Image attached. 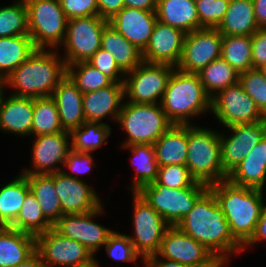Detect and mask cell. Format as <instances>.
<instances>
[{
	"mask_svg": "<svg viewBox=\"0 0 266 267\" xmlns=\"http://www.w3.org/2000/svg\"><path fill=\"white\" fill-rule=\"evenodd\" d=\"M52 97L56 102L64 131L71 132L86 121L83 112V93L68 76L54 89Z\"/></svg>",
	"mask_w": 266,
	"mask_h": 267,
	"instance_id": "24",
	"label": "cell"
},
{
	"mask_svg": "<svg viewBox=\"0 0 266 267\" xmlns=\"http://www.w3.org/2000/svg\"><path fill=\"white\" fill-rule=\"evenodd\" d=\"M31 160L32 166L20 172L29 174H52L60 172L71 149L70 132L62 131L55 134L33 136Z\"/></svg>",
	"mask_w": 266,
	"mask_h": 267,
	"instance_id": "17",
	"label": "cell"
},
{
	"mask_svg": "<svg viewBox=\"0 0 266 267\" xmlns=\"http://www.w3.org/2000/svg\"><path fill=\"white\" fill-rule=\"evenodd\" d=\"M124 95V83L111 85L83 94V112L86 121L102 122L106 117L117 122Z\"/></svg>",
	"mask_w": 266,
	"mask_h": 267,
	"instance_id": "22",
	"label": "cell"
},
{
	"mask_svg": "<svg viewBox=\"0 0 266 267\" xmlns=\"http://www.w3.org/2000/svg\"><path fill=\"white\" fill-rule=\"evenodd\" d=\"M94 157L91 155V153H86V152H75L71 150L64 162L65 168L68 170L66 171L65 169L62 170V172L69 177H73L75 179H82L80 174L85 175L89 174L90 172L92 173V168H95L96 165L94 164ZM70 171V172H69ZM71 172L75 173L76 175L71 174ZM78 175V176H77Z\"/></svg>",
	"mask_w": 266,
	"mask_h": 267,
	"instance_id": "47",
	"label": "cell"
},
{
	"mask_svg": "<svg viewBox=\"0 0 266 267\" xmlns=\"http://www.w3.org/2000/svg\"><path fill=\"white\" fill-rule=\"evenodd\" d=\"M54 187L63 214L88 213L103 205L95 189L84 178L75 179L66 176L62 171L56 172Z\"/></svg>",
	"mask_w": 266,
	"mask_h": 267,
	"instance_id": "19",
	"label": "cell"
},
{
	"mask_svg": "<svg viewBox=\"0 0 266 267\" xmlns=\"http://www.w3.org/2000/svg\"><path fill=\"white\" fill-rule=\"evenodd\" d=\"M116 124L128 136L121 146L153 145L172 126L160 104H135L125 100Z\"/></svg>",
	"mask_w": 266,
	"mask_h": 267,
	"instance_id": "6",
	"label": "cell"
},
{
	"mask_svg": "<svg viewBox=\"0 0 266 267\" xmlns=\"http://www.w3.org/2000/svg\"><path fill=\"white\" fill-rule=\"evenodd\" d=\"M5 94L4 90L0 96V130L31 137L33 98Z\"/></svg>",
	"mask_w": 266,
	"mask_h": 267,
	"instance_id": "23",
	"label": "cell"
},
{
	"mask_svg": "<svg viewBox=\"0 0 266 267\" xmlns=\"http://www.w3.org/2000/svg\"><path fill=\"white\" fill-rule=\"evenodd\" d=\"M67 76L84 94L107 87L113 81L88 61L67 65Z\"/></svg>",
	"mask_w": 266,
	"mask_h": 267,
	"instance_id": "40",
	"label": "cell"
},
{
	"mask_svg": "<svg viewBox=\"0 0 266 267\" xmlns=\"http://www.w3.org/2000/svg\"><path fill=\"white\" fill-rule=\"evenodd\" d=\"M29 192L27 177L20 172L0 187V227H10L14 223Z\"/></svg>",
	"mask_w": 266,
	"mask_h": 267,
	"instance_id": "31",
	"label": "cell"
},
{
	"mask_svg": "<svg viewBox=\"0 0 266 267\" xmlns=\"http://www.w3.org/2000/svg\"><path fill=\"white\" fill-rule=\"evenodd\" d=\"M88 62L109 77L114 83H124L125 73L118 67L113 55L108 51L102 48L98 49Z\"/></svg>",
	"mask_w": 266,
	"mask_h": 267,
	"instance_id": "46",
	"label": "cell"
},
{
	"mask_svg": "<svg viewBox=\"0 0 266 267\" xmlns=\"http://www.w3.org/2000/svg\"><path fill=\"white\" fill-rule=\"evenodd\" d=\"M104 208L102 205L88 213L63 214L52 228L60 235L81 243L95 256L115 231L94 220L102 216Z\"/></svg>",
	"mask_w": 266,
	"mask_h": 267,
	"instance_id": "14",
	"label": "cell"
},
{
	"mask_svg": "<svg viewBox=\"0 0 266 267\" xmlns=\"http://www.w3.org/2000/svg\"><path fill=\"white\" fill-rule=\"evenodd\" d=\"M87 267H100V263L98 262V260L96 259V263Z\"/></svg>",
	"mask_w": 266,
	"mask_h": 267,
	"instance_id": "59",
	"label": "cell"
},
{
	"mask_svg": "<svg viewBox=\"0 0 266 267\" xmlns=\"http://www.w3.org/2000/svg\"><path fill=\"white\" fill-rule=\"evenodd\" d=\"M251 36H223L221 58L239 73L253 69Z\"/></svg>",
	"mask_w": 266,
	"mask_h": 267,
	"instance_id": "39",
	"label": "cell"
},
{
	"mask_svg": "<svg viewBox=\"0 0 266 267\" xmlns=\"http://www.w3.org/2000/svg\"><path fill=\"white\" fill-rule=\"evenodd\" d=\"M60 2L68 20L98 16V0H60Z\"/></svg>",
	"mask_w": 266,
	"mask_h": 267,
	"instance_id": "48",
	"label": "cell"
},
{
	"mask_svg": "<svg viewBox=\"0 0 266 267\" xmlns=\"http://www.w3.org/2000/svg\"><path fill=\"white\" fill-rule=\"evenodd\" d=\"M177 227L203 244L219 261H230L231 255L243 252V247L233 238L228 221L210 189L196 201Z\"/></svg>",
	"mask_w": 266,
	"mask_h": 267,
	"instance_id": "1",
	"label": "cell"
},
{
	"mask_svg": "<svg viewBox=\"0 0 266 267\" xmlns=\"http://www.w3.org/2000/svg\"><path fill=\"white\" fill-rule=\"evenodd\" d=\"M103 248L108 257L116 262H134L136 265L138 258L142 260V257L135 251L129 236L117 230L109 236Z\"/></svg>",
	"mask_w": 266,
	"mask_h": 267,
	"instance_id": "43",
	"label": "cell"
},
{
	"mask_svg": "<svg viewBox=\"0 0 266 267\" xmlns=\"http://www.w3.org/2000/svg\"><path fill=\"white\" fill-rule=\"evenodd\" d=\"M108 23L100 16L68 20L66 37L61 45L66 66L88 61L101 48L102 31Z\"/></svg>",
	"mask_w": 266,
	"mask_h": 267,
	"instance_id": "11",
	"label": "cell"
},
{
	"mask_svg": "<svg viewBox=\"0 0 266 267\" xmlns=\"http://www.w3.org/2000/svg\"><path fill=\"white\" fill-rule=\"evenodd\" d=\"M112 131L108 123L85 121L70 132L71 149L75 152H94L108 142Z\"/></svg>",
	"mask_w": 266,
	"mask_h": 267,
	"instance_id": "35",
	"label": "cell"
},
{
	"mask_svg": "<svg viewBox=\"0 0 266 267\" xmlns=\"http://www.w3.org/2000/svg\"><path fill=\"white\" fill-rule=\"evenodd\" d=\"M239 83L266 117V80L262 71L253 68L239 73Z\"/></svg>",
	"mask_w": 266,
	"mask_h": 267,
	"instance_id": "42",
	"label": "cell"
},
{
	"mask_svg": "<svg viewBox=\"0 0 266 267\" xmlns=\"http://www.w3.org/2000/svg\"><path fill=\"white\" fill-rule=\"evenodd\" d=\"M101 48L113 55L116 64L125 74L143 62L142 51L109 23L102 31Z\"/></svg>",
	"mask_w": 266,
	"mask_h": 267,
	"instance_id": "30",
	"label": "cell"
},
{
	"mask_svg": "<svg viewBox=\"0 0 266 267\" xmlns=\"http://www.w3.org/2000/svg\"><path fill=\"white\" fill-rule=\"evenodd\" d=\"M230 135L220 133L221 163L228 175L266 134V119L251 124L226 127Z\"/></svg>",
	"mask_w": 266,
	"mask_h": 267,
	"instance_id": "18",
	"label": "cell"
},
{
	"mask_svg": "<svg viewBox=\"0 0 266 267\" xmlns=\"http://www.w3.org/2000/svg\"><path fill=\"white\" fill-rule=\"evenodd\" d=\"M223 127L251 124L266 119L238 82L211 98V111Z\"/></svg>",
	"mask_w": 266,
	"mask_h": 267,
	"instance_id": "13",
	"label": "cell"
},
{
	"mask_svg": "<svg viewBox=\"0 0 266 267\" xmlns=\"http://www.w3.org/2000/svg\"><path fill=\"white\" fill-rule=\"evenodd\" d=\"M186 166L191 176L206 185L227 180L221 163L220 132L211 128L188 125Z\"/></svg>",
	"mask_w": 266,
	"mask_h": 267,
	"instance_id": "5",
	"label": "cell"
},
{
	"mask_svg": "<svg viewBox=\"0 0 266 267\" xmlns=\"http://www.w3.org/2000/svg\"><path fill=\"white\" fill-rule=\"evenodd\" d=\"M157 255L162 259L197 267H213L219 260L201 243L177 226L165 231Z\"/></svg>",
	"mask_w": 266,
	"mask_h": 267,
	"instance_id": "16",
	"label": "cell"
},
{
	"mask_svg": "<svg viewBox=\"0 0 266 267\" xmlns=\"http://www.w3.org/2000/svg\"><path fill=\"white\" fill-rule=\"evenodd\" d=\"M28 10V29L36 49H60L68 19L60 0H24Z\"/></svg>",
	"mask_w": 266,
	"mask_h": 267,
	"instance_id": "7",
	"label": "cell"
},
{
	"mask_svg": "<svg viewBox=\"0 0 266 267\" xmlns=\"http://www.w3.org/2000/svg\"><path fill=\"white\" fill-rule=\"evenodd\" d=\"M64 131L58 108L52 96L33 98L31 136L55 134Z\"/></svg>",
	"mask_w": 266,
	"mask_h": 267,
	"instance_id": "37",
	"label": "cell"
},
{
	"mask_svg": "<svg viewBox=\"0 0 266 267\" xmlns=\"http://www.w3.org/2000/svg\"><path fill=\"white\" fill-rule=\"evenodd\" d=\"M4 90H5L4 80L0 78V96L3 93Z\"/></svg>",
	"mask_w": 266,
	"mask_h": 267,
	"instance_id": "56",
	"label": "cell"
},
{
	"mask_svg": "<svg viewBox=\"0 0 266 267\" xmlns=\"http://www.w3.org/2000/svg\"><path fill=\"white\" fill-rule=\"evenodd\" d=\"M133 195V236L128 235L135 251L143 258L159 252L165 231L170 226L137 192Z\"/></svg>",
	"mask_w": 266,
	"mask_h": 267,
	"instance_id": "10",
	"label": "cell"
},
{
	"mask_svg": "<svg viewBox=\"0 0 266 267\" xmlns=\"http://www.w3.org/2000/svg\"><path fill=\"white\" fill-rule=\"evenodd\" d=\"M266 241V203L257 222L255 232L251 239L243 246V252L250 246H255L258 242ZM246 248V249H245Z\"/></svg>",
	"mask_w": 266,
	"mask_h": 267,
	"instance_id": "51",
	"label": "cell"
},
{
	"mask_svg": "<svg viewBox=\"0 0 266 267\" xmlns=\"http://www.w3.org/2000/svg\"><path fill=\"white\" fill-rule=\"evenodd\" d=\"M252 64L254 69L266 66V28H259L251 36Z\"/></svg>",
	"mask_w": 266,
	"mask_h": 267,
	"instance_id": "49",
	"label": "cell"
},
{
	"mask_svg": "<svg viewBox=\"0 0 266 267\" xmlns=\"http://www.w3.org/2000/svg\"><path fill=\"white\" fill-rule=\"evenodd\" d=\"M36 252L46 267H87L96 263L84 245L53 228L36 237Z\"/></svg>",
	"mask_w": 266,
	"mask_h": 267,
	"instance_id": "12",
	"label": "cell"
},
{
	"mask_svg": "<svg viewBox=\"0 0 266 267\" xmlns=\"http://www.w3.org/2000/svg\"><path fill=\"white\" fill-rule=\"evenodd\" d=\"M58 49H35L4 80L12 95L38 98L52 96L54 89L67 76V66Z\"/></svg>",
	"mask_w": 266,
	"mask_h": 267,
	"instance_id": "2",
	"label": "cell"
},
{
	"mask_svg": "<svg viewBox=\"0 0 266 267\" xmlns=\"http://www.w3.org/2000/svg\"><path fill=\"white\" fill-rule=\"evenodd\" d=\"M227 180L237 186L261 190L266 188V136L228 174Z\"/></svg>",
	"mask_w": 266,
	"mask_h": 267,
	"instance_id": "25",
	"label": "cell"
},
{
	"mask_svg": "<svg viewBox=\"0 0 266 267\" xmlns=\"http://www.w3.org/2000/svg\"><path fill=\"white\" fill-rule=\"evenodd\" d=\"M121 147L131 152L132 156L129 159L132 160L133 168H135V175L132 178L134 181L128 188L131 192H138L144 185L156 181L159 166L153 145L139 144Z\"/></svg>",
	"mask_w": 266,
	"mask_h": 267,
	"instance_id": "32",
	"label": "cell"
},
{
	"mask_svg": "<svg viewBox=\"0 0 266 267\" xmlns=\"http://www.w3.org/2000/svg\"><path fill=\"white\" fill-rule=\"evenodd\" d=\"M52 224L44 217L42 208L30 191L23 201V205L10 228L37 237L52 228Z\"/></svg>",
	"mask_w": 266,
	"mask_h": 267,
	"instance_id": "38",
	"label": "cell"
},
{
	"mask_svg": "<svg viewBox=\"0 0 266 267\" xmlns=\"http://www.w3.org/2000/svg\"><path fill=\"white\" fill-rule=\"evenodd\" d=\"M124 7V0H98V16L109 20Z\"/></svg>",
	"mask_w": 266,
	"mask_h": 267,
	"instance_id": "50",
	"label": "cell"
},
{
	"mask_svg": "<svg viewBox=\"0 0 266 267\" xmlns=\"http://www.w3.org/2000/svg\"><path fill=\"white\" fill-rule=\"evenodd\" d=\"M160 105L172 124L192 125V118L211 111V98L206 94L198 74L175 68Z\"/></svg>",
	"mask_w": 266,
	"mask_h": 267,
	"instance_id": "4",
	"label": "cell"
},
{
	"mask_svg": "<svg viewBox=\"0 0 266 267\" xmlns=\"http://www.w3.org/2000/svg\"><path fill=\"white\" fill-rule=\"evenodd\" d=\"M125 7L156 11L157 0H124Z\"/></svg>",
	"mask_w": 266,
	"mask_h": 267,
	"instance_id": "54",
	"label": "cell"
},
{
	"mask_svg": "<svg viewBox=\"0 0 266 267\" xmlns=\"http://www.w3.org/2000/svg\"><path fill=\"white\" fill-rule=\"evenodd\" d=\"M223 36L217 28H200L186 33L183 52L176 68L197 74L212 61L221 57Z\"/></svg>",
	"mask_w": 266,
	"mask_h": 267,
	"instance_id": "15",
	"label": "cell"
},
{
	"mask_svg": "<svg viewBox=\"0 0 266 267\" xmlns=\"http://www.w3.org/2000/svg\"><path fill=\"white\" fill-rule=\"evenodd\" d=\"M157 20L185 34L199 29V16L193 0H157Z\"/></svg>",
	"mask_w": 266,
	"mask_h": 267,
	"instance_id": "28",
	"label": "cell"
},
{
	"mask_svg": "<svg viewBox=\"0 0 266 267\" xmlns=\"http://www.w3.org/2000/svg\"><path fill=\"white\" fill-rule=\"evenodd\" d=\"M208 189V185L198 181H195L190 187L178 189H171L154 181L151 184L144 185L137 193L170 226H177Z\"/></svg>",
	"mask_w": 266,
	"mask_h": 267,
	"instance_id": "8",
	"label": "cell"
},
{
	"mask_svg": "<svg viewBox=\"0 0 266 267\" xmlns=\"http://www.w3.org/2000/svg\"><path fill=\"white\" fill-rule=\"evenodd\" d=\"M35 252V236L10 227H0V267H14Z\"/></svg>",
	"mask_w": 266,
	"mask_h": 267,
	"instance_id": "27",
	"label": "cell"
},
{
	"mask_svg": "<svg viewBox=\"0 0 266 267\" xmlns=\"http://www.w3.org/2000/svg\"><path fill=\"white\" fill-rule=\"evenodd\" d=\"M144 267H197L160 258L157 254L142 259Z\"/></svg>",
	"mask_w": 266,
	"mask_h": 267,
	"instance_id": "52",
	"label": "cell"
},
{
	"mask_svg": "<svg viewBox=\"0 0 266 267\" xmlns=\"http://www.w3.org/2000/svg\"><path fill=\"white\" fill-rule=\"evenodd\" d=\"M200 28H217L223 20L230 0H197L195 1Z\"/></svg>",
	"mask_w": 266,
	"mask_h": 267,
	"instance_id": "44",
	"label": "cell"
},
{
	"mask_svg": "<svg viewBox=\"0 0 266 267\" xmlns=\"http://www.w3.org/2000/svg\"><path fill=\"white\" fill-rule=\"evenodd\" d=\"M35 49L29 35L0 37V78L5 80Z\"/></svg>",
	"mask_w": 266,
	"mask_h": 267,
	"instance_id": "34",
	"label": "cell"
},
{
	"mask_svg": "<svg viewBox=\"0 0 266 267\" xmlns=\"http://www.w3.org/2000/svg\"><path fill=\"white\" fill-rule=\"evenodd\" d=\"M196 180L185 165H165L158 168L156 182L171 189L190 187Z\"/></svg>",
	"mask_w": 266,
	"mask_h": 267,
	"instance_id": "45",
	"label": "cell"
},
{
	"mask_svg": "<svg viewBox=\"0 0 266 267\" xmlns=\"http://www.w3.org/2000/svg\"><path fill=\"white\" fill-rule=\"evenodd\" d=\"M225 215L233 238L243 247L253 236L264 208V190L237 186L228 180L209 185Z\"/></svg>",
	"mask_w": 266,
	"mask_h": 267,
	"instance_id": "3",
	"label": "cell"
},
{
	"mask_svg": "<svg viewBox=\"0 0 266 267\" xmlns=\"http://www.w3.org/2000/svg\"><path fill=\"white\" fill-rule=\"evenodd\" d=\"M108 21L123 37L143 51L149 42L157 17L155 11L124 7Z\"/></svg>",
	"mask_w": 266,
	"mask_h": 267,
	"instance_id": "21",
	"label": "cell"
},
{
	"mask_svg": "<svg viewBox=\"0 0 266 267\" xmlns=\"http://www.w3.org/2000/svg\"><path fill=\"white\" fill-rule=\"evenodd\" d=\"M222 36H252L258 29L253 0H230L219 26Z\"/></svg>",
	"mask_w": 266,
	"mask_h": 267,
	"instance_id": "29",
	"label": "cell"
},
{
	"mask_svg": "<svg viewBox=\"0 0 266 267\" xmlns=\"http://www.w3.org/2000/svg\"><path fill=\"white\" fill-rule=\"evenodd\" d=\"M229 261H219L216 265H214L213 267H224L225 264H228Z\"/></svg>",
	"mask_w": 266,
	"mask_h": 267,
	"instance_id": "57",
	"label": "cell"
},
{
	"mask_svg": "<svg viewBox=\"0 0 266 267\" xmlns=\"http://www.w3.org/2000/svg\"><path fill=\"white\" fill-rule=\"evenodd\" d=\"M176 67L170 64L142 62L124 77L126 102L160 104L168 80Z\"/></svg>",
	"mask_w": 266,
	"mask_h": 267,
	"instance_id": "9",
	"label": "cell"
},
{
	"mask_svg": "<svg viewBox=\"0 0 266 267\" xmlns=\"http://www.w3.org/2000/svg\"><path fill=\"white\" fill-rule=\"evenodd\" d=\"M29 35L28 10L24 0L0 7V37Z\"/></svg>",
	"mask_w": 266,
	"mask_h": 267,
	"instance_id": "41",
	"label": "cell"
},
{
	"mask_svg": "<svg viewBox=\"0 0 266 267\" xmlns=\"http://www.w3.org/2000/svg\"><path fill=\"white\" fill-rule=\"evenodd\" d=\"M260 70L262 71L263 75H264V78L266 80V66L260 68Z\"/></svg>",
	"mask_w": 266,
	"mask_h": 267,
	"instance_id": "58",
	"label": "cell"
},
{
	"mask_svg": "<svg viewBox=\"0 0 266 267\" xmlns=\"http://www.w3.org/2000/svg\"><path fill=\"white\" fill-rule=\"evenodd\" d=\"M255 19L259 28H266V0H253Z\"/></svg>",
	"mask_w": 266,
	"mask_h": 267,
	"instance_id": "53",
	"label": "cell"
},
{
	"mask_svg": "<svg viewBox=\"0 0 266 267\" xmlns=\"http://www.w3.org/2000/svg\"><path fill=\"white\" fill-rule=\"evenodd\" d=\"M185 33L157 20L146 48L142 51L143 62L170 64L176 67L183 52Z\"/></svg>",
	"mask_w": 266,
	"mask_h": 267,
	"instance_id": "20",
	"label": "cell"
},
{
	"mask_svg": "<svg viewBox=\"0 0 266 267\" xmlns=\"http://www.w3.org/2000/svg\"><path fill=\"white\" fill-rule=\"evenodd\" d=\"M29 188L42 208L44 217L53 225L62 215L59 197L54 187V173L29 174Z\"/></svg>",
	"mask_w": 266,
	"mask_h": 267,
	"instance_id": "33",
	"label": "cell"
},
{
	"mask_svg": "<svg viewBox=\"0 0 266 267\" xmlns=\"http://www.w3.org/2000/svg\"><path fill=\"white\" fill-rule=\"evenodd\" d=\"M14 267H46L42 262L39 254L35 252L30 258L26 261L14 266Z\"/></svg>",
	"mask_w": 266,
	"mask_h": 267,
	"instance_id": "55",
	"label": "cell"
},
{
	"mask_svg": "<svg viewBox=\"0 0 266 267\" xmlns=\"http://www.w3.org/2000/svg\"><path fill=\"white\" fill-rule=\"evenodd\" d=\"M159 167L185 165L188 155V125L172 126L153 144Z\"/></svg>",
	"mask_w": 266,
	"mask_h": 267,
	"instance_id": "26",
	"label": "cell"
},
{
	"mask_svg": "<svg viewBox=\"0 0 266 267\" xmlns=\"http://www.w3.org/2000/svg\"><path fill=\"white\" fill-rule=\"evenodd\" d=\"M197 74L210 98L228 86L239 82V72L221 57L209 63Z\"/></svg>",
	"mask_w": 266,
	"mask_h": 267,
	"instance_id": "36",
	"label": "cell"
}]
</instances>
